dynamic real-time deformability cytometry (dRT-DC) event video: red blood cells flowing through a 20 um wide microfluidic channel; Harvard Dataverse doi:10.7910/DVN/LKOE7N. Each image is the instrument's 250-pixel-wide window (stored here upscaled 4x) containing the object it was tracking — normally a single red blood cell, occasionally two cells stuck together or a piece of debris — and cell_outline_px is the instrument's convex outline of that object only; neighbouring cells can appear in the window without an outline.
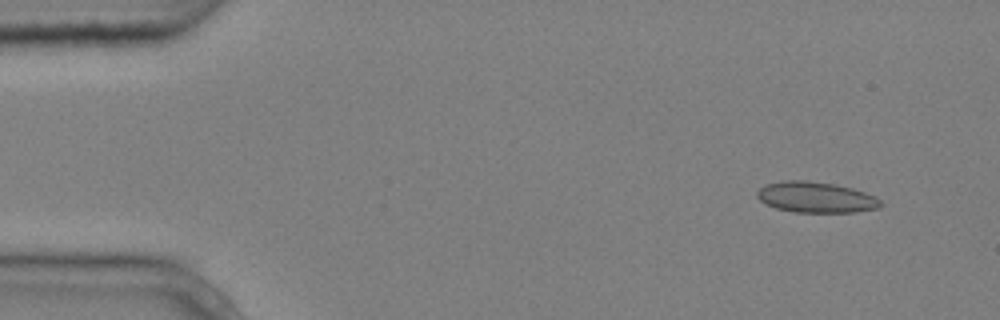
{"species": "common noctule bat (a hibernating species)", "species_latin": "Nyctalus noctula", "temperature_condition": "cold", "stored_images_in_passage": 4, "camera_frame_rate_fps": 3000, "um_per_image_px": 0.085, "animal": {"sex": "male", "body_mass_g": 20.4}, "frame": {"image": 1, "passage_image": 2, "time_ms": 0.333, "image_size_px": [1000, 320], "cell_outline_px": [[884, 204], [880, 208], [852, 212], [792, 212], [776, 208], [760, 200], [756, 196], [756, 192], [760, 188], [768, 184], [780, 180], [804, 180], [836, 184], [852, 188], [876, 196]], "centroid_in_image_um": [69.37, 16.76], "position_along_channel_um": 15.6, "area_um2": 22.25}}